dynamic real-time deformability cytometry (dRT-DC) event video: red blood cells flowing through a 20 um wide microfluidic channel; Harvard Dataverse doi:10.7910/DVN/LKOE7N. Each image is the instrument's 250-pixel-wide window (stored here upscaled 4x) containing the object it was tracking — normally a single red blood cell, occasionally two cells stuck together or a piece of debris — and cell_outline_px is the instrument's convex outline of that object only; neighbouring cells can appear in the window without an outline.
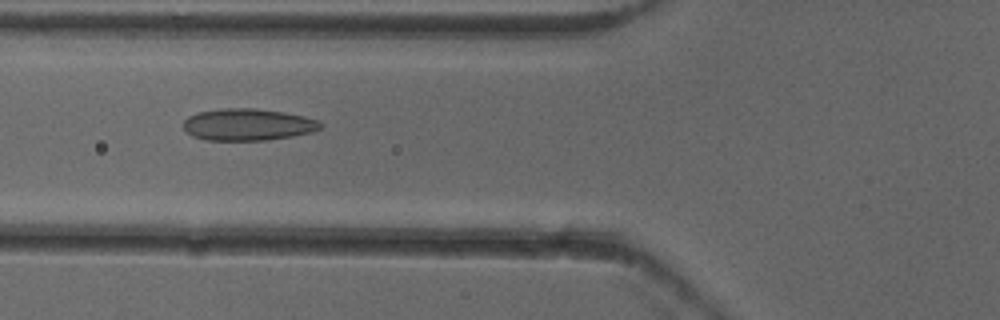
{"species": "common noctule bat (a hibernating species)", "species_latin": "Nyctalus noctula", "temperature_condition": "cold", "stored_images_in_passage": 52, "camera_frame_rate_fps": 3000, "um_per_image_px": 0.085, "animal": {"sex": "female"}, "frame": {"image": 1, "passage_image": 20, "time_ms": 6.333, "image_size_px": [1000, 320], "cell_outline_px": [[324, 128], [312, 132], [292, 136], [268, 140], [208, 140], [192, 136], [184, 132], [184, 120], [188, 116], [196, 112], [220, 108], [256, 108], [284, 112], [304, 116], [320, 120]], "centroid_in_image_um": [21.07, 10.58], "position_along_channel_um": 104.7, "area_um2": 25.84}}
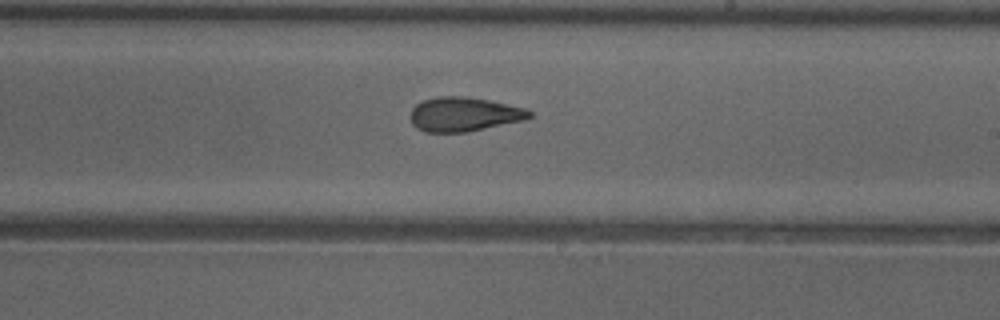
{"frame": {"image": 2, "passage_image": 31, "time_ms": 10.0, "image_size_px": [1000, 320], "cell_outline_px": [[532, 116], [524, 120], [468, 132], [424, 132], [416, 128], [412, 124], [408, 116], [412, 108], [416, 104], [424, 100], [436, 96], [464, 96], [488, 100], [524, 108], [532, 112]], "centroid_in_image_um": [39.38, 9.72], "position_along_channel_um": 249.6, "area_um2": 23.87}}
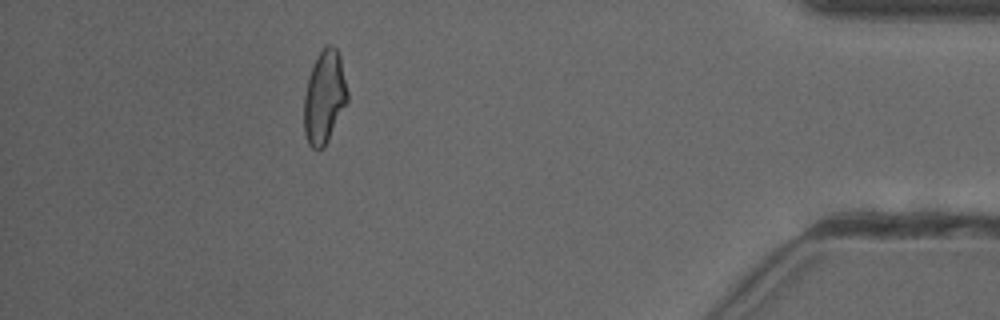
{"frame": {"image": 3, "passage_image": 47, "time_ms": 15.333, "image_size_px": [1000, 320], "cell_outline_px": [[348, 100], [324, 148], [312, 148], [308, 144], [304, 132], [304, 96], [308, 80], [312, 68], [320, 52], [328, 44], [332, 44], [336, 48], [340, 56], [348, 92]], "centroid_in_image_um": [27.57, 8.27], "position_along_channel_um": 407.6, "area_um2": 23.24}, "authors_computed_cell_mechanics": {"area_um2": 24.1026, "velocity_mm_per_s": 3.9348, "shape_relaxation_time_tau1_ms": 6.878, "shape_relaxation_time_tau2_ms": 1.8093, "deformation_change_tau1": 0.1681, "deformation_change_tau2": 0.0882}}